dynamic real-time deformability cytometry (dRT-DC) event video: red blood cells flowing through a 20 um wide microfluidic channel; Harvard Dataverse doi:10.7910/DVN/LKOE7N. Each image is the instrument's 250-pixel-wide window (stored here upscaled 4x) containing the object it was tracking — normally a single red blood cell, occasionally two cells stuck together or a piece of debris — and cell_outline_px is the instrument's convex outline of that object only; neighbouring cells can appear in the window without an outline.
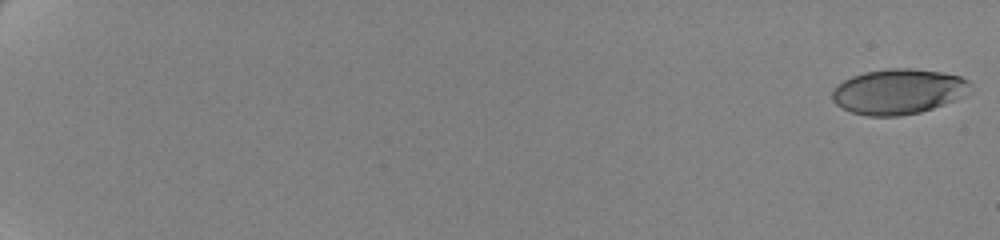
{"species": "human", "species_latin": "Homo sapiens", "temperature_condition": "cold", "stored_images_in_passage": 62, "camera_frame_rate_fps": 3000, "um_per_image_px": 0.085, "donor": {"sex": "female"}, "frame": {"image": 1, "passage_image": 1, "time_ms": 0.0, "image_size_px": [1000, 240], "cell_outline_px": [[968, 84], [964, 96], [944, 104], [920, 112], [900, 116], [868, 116], [852, 112], [836, 104], [832, 100], [832, 92], [836, 84], [852, 76], [864, 72], [888, 68], [912, 68], [940, 72], [960, 76], [968, 80]], "centroid_in_image_um": [76.31, 7.77], "position_along_channel_um": 8.7, "area_um2": 36.18}}
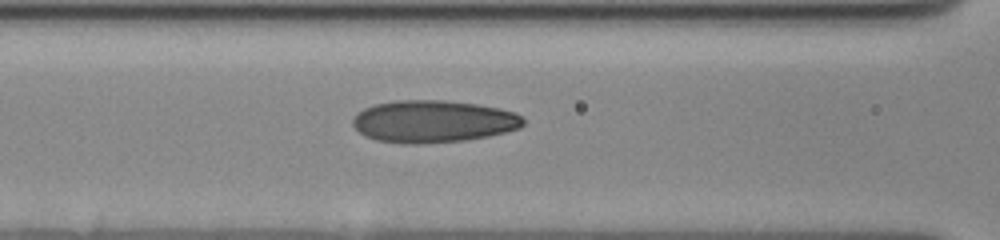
{"frame": {"image": 2, "passage_image": 31, "time_ms": 10.0, "image_size_px": [1000, 240], "cell_outline_px": [[524, 124], [520, 128], [488, 136], [464, 140], [420, 144], [400, 144], [376, 140], [364, 136], [352, 124], [352, 116], [356, 112], [364, 108], [376, 104], [396, 100], [444, 100], [476, 104], [500, 108], [516, 112], [524, 120]], "centroid_in_image_um": [36.79, 10.32], "position_along_channel_um": 129.8, "area_um2": 42.25}}
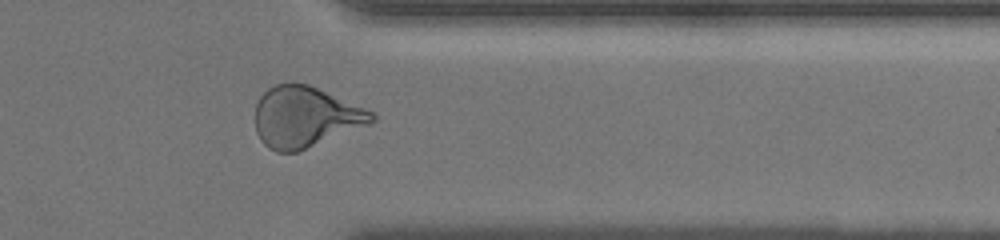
{"frame": {"image": 3, "passage_image": 53, "time_ms": 17.333, "image_size_px": [1000, 240], "cell_outline_px": [[376, 120], [372, 124], [296, 152], [276, 152], [268, 148], [260, 140], [256, 132], [256, 104], [260, 96], [268, 88], [276, 84], [308, 84], [376, 112]], "centroid_in_image_um": [25.98, 9.96], "position_along_channel_um": 385.4, "area_um2": 41.44}, "authors_computed_cell_mechanics": {"area_um2": 39.2462, "velocity_mm_per_s": 3.5005, "shape_relaxation_time_tau1_ms": 5.3726, "shape_relaxation_time_tau2_ms": 1.2705, "deformation_change_tau1": 0.175, "deformation_change_tau2": 0.0806}}